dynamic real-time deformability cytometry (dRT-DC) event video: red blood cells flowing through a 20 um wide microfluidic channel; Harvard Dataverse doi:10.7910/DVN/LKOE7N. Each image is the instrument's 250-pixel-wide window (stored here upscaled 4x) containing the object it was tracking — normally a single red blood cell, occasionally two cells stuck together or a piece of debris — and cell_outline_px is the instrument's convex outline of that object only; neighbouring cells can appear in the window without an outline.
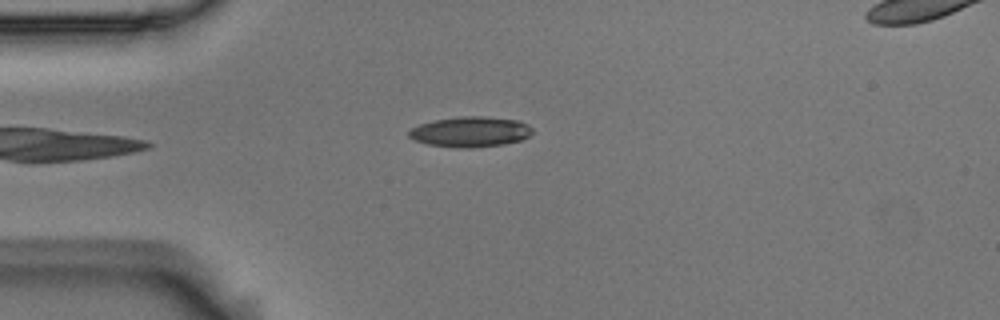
{"species": "Egyptian fruit bat (a non-hibernating species)", "species_latin": "Rousettus aegyptiacus", "temperature_condition": "room temperature", "stored_images_in_passage": 4, "camera_frame_rate_fps": 3000, "um_per_image_px": 0.085, "animal": {"sex": "male"}, "frame": {"image": 1, "passage_image": 4, "time_ms": 1.0, "image_size_px": [1000, 320], "cell_outline_px": [[532, 132], [528, 136], [520, 140], [504, 144], [468, 148], [460, 148], [428, 144], [412, 140], [408, 136], [408, 132], [412, 128], [420, 124], [432, 120], [460, 116], [484, 116], [520, 120], [528, 124], [532, 128]], "centroid_in_image_um": [39.97, 11.19], "position_along_channel_um": 45.0, "area_um2": 21.96}}